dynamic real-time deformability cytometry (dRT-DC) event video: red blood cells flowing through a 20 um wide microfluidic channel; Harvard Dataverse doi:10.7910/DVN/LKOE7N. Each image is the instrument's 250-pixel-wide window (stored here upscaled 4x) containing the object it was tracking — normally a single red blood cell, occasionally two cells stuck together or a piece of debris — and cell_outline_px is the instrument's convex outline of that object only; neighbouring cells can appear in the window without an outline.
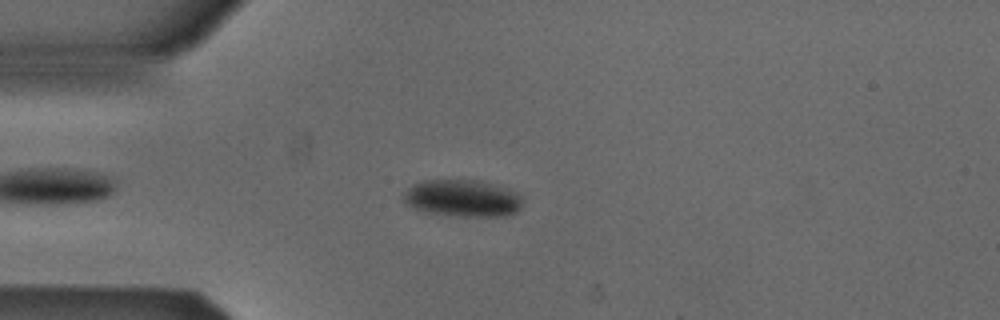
{"species": "Egyptian fruit bat (a non-hibernating species)", "species_latin": "Rousettus aegyptiacus", "temperature_condition": "cold", "stored_images_in_passage": 46, "camera_frame_rate_fps": 3000, "um_per_image_px": 0.085, "animal": {"sex": "male"}, "frame": {"image": 1, "passage_image": 7, "time_ms": 2.0, "image_size_px": [1000, 320], "cell_outline_px": [[524, 200], [520, 208], [512, 216], [460, 216], [424, 212], [412, 208], [404, 204], [400, 196], [408, 188], [424, 180], [476, 180], [488, 184], [520, 196]], "centroid_in_image_um": [39.22, 16.88], "position_along_channel_um": 45.8, "area_um2": 25.43}}
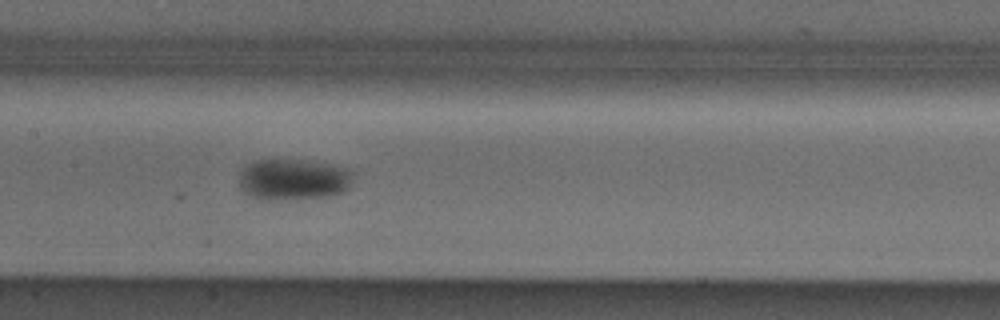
{"frame": {"image": 2, "passage_image": 19, "time_ms": 6.0, "image_size_px": [1000, 320], "cell_outline_px": [[352, 180], [348, 188], [344, 192], [328, 196], [272, 200], [268, 200], [252, 196], [244, 192], [240, 188], [240, 168], [256, 160], [300, 160], [336, 164], [348, 168], [352, 172]], "centroid_in_image_um": [24.95, 15.24], "position_along_channel_um": 182.5, "area_um2": 27.46}}
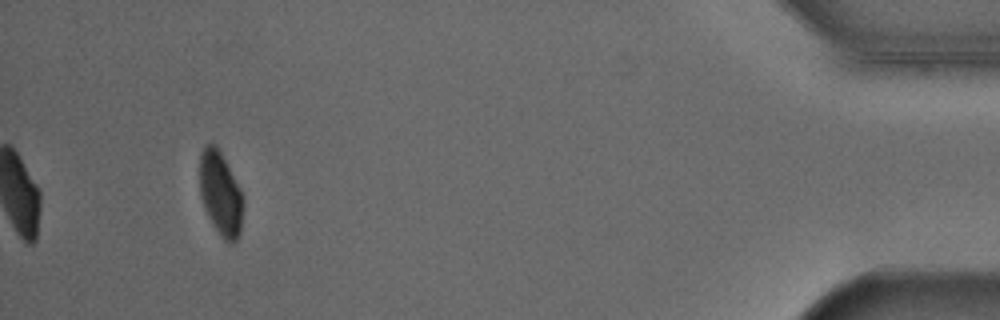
{"frame": {"image": 3, "passage_image": 43, "time_ms": 14.0, "image_size_px": [1000, 320], "cell_outline_px": [[244, 208], [240, 232], [236, 240], [232, 244], [228, 244], [220, 236], [212, 224], [208, 216], [200, 196], [200, 152], [208, 144], [216, 144], [240, 188], [244, 196]], "centroid_in_image_um": [18.77, 16.51], "position_along_channel_um": 416.4, "area_um2": 21.44}}